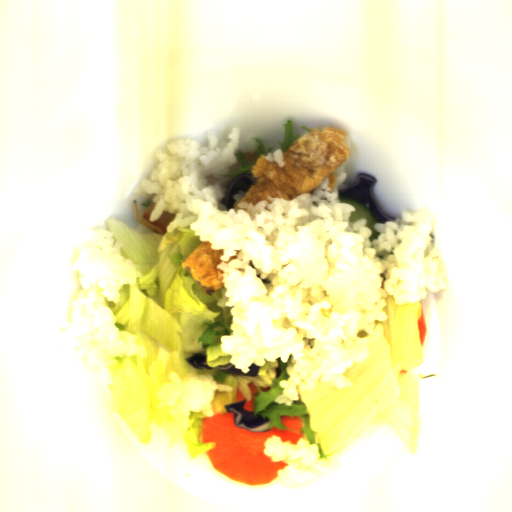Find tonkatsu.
<instances>
[{
    "label": "tonkatsu",
    "mask_w": 512,
    "mask_h": 512,
    "mask_svg": "<svg viewBox=\"0 0 512 512\" xmlns=\"http://www.w3.org/2000/svg\"><path fill=\"white\" fill-rule=\"evenodd\" d=\"M223 249H213L212 242H201L181 263L201 290L211 295L224 286V272L217 267L223 257Z\"/></svg>",
    "instance_id": "2"
},
{
    "label": "tonkatsu",
    "mask_w": 512,
    "mask_h": 512,
    "mask_svg": "<svg viewBox=\"0 0 512 512\" xmlns=\"http://www.w3.org/2000/svg\"><path fill=\"white\" fill-rule=\"evenodd\" d=\"M346 137L347 133L330 126L312 128L282 153L284 167H279L277 161H268L267 155H260L250 169L257 180L242 199L235 202V213L241 203L256 205L268 201V197L291 201L311 193L325 177L332 192L337 183L334 172L350 159Z\"/></svg>",
    "instance_id": "1"
}]
</instances>
